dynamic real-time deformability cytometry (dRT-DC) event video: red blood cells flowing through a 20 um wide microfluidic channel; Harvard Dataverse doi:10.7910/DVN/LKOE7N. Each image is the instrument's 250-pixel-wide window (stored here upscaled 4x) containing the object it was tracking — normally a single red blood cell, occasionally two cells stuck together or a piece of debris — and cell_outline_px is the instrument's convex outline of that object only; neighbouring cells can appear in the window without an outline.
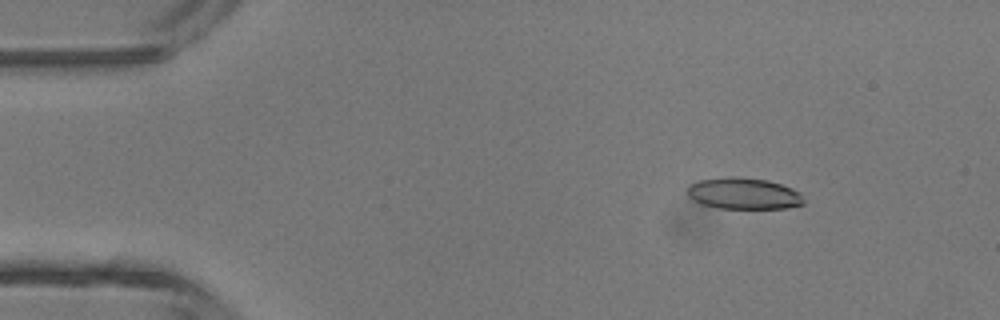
{"species": "common noctule bat (a hibernating species)", "species_latin": "Nyctalus noctula", "temperature_condition": "room temperature", "stored_images_in_passage": 46, "camera_frame_rate_fps": 3000, "um_per_image_px": 0.085, "animal": {"sex": "male", "body_mass_g": 13.3}, "frame": {"image": 1, "passage_image": 6, "time_ms": 1.667, "image_size_px": [1000, 320], "cell_outline_px": [[804, 204], [788, 208], [716, 208], [692, 200], [688, 196], [688, 188], [692, 184], [700, 180], [728, 176], [732, 176], [768, 180], [792, 188], [800, 192], [804, 200]], "centroid_in_image_um": [63.24, 16.45], "position_along_channel_um": 21.8, "area_um2": 21.27}}
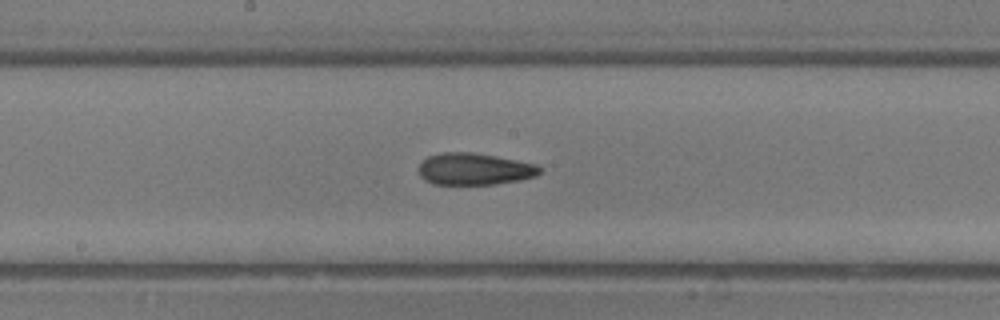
{"frame": {"image": 2, "passage_image": 24, "time_ms": 7.667, "image_size_px": [1000, 320], "cell_outline_px": [[540, 172], [536, 176], [520, 180], [496, 184], [432, 184], [424, 180], [420, 176], [416, 168], [428, 156], [444, 152], [472, 152], [496, 156], [536, 164], [540, 168]], "centroid_in_image_um": [40.29, 14.37], "position_along_channel_um": 207.9, "area_um2": 22.54}}
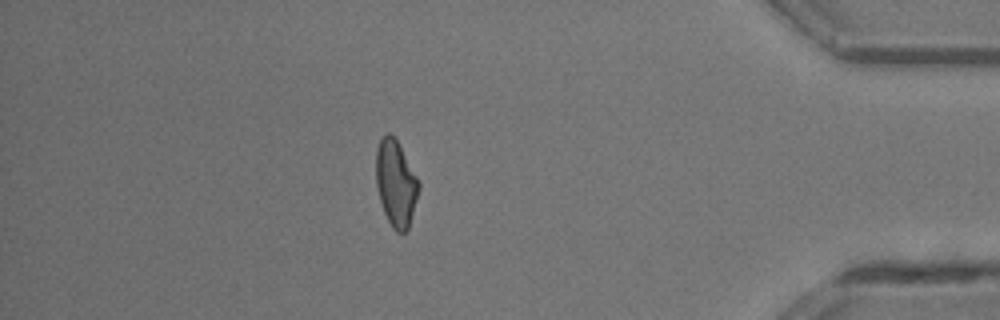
{"frame": {"image": 3, "passage_image": 40, "time_ms": 13.0, "image_size_px": [1000, 320], "cell_outline_px": [[420, 188], [408, 228], [404, 232], [396, 232], [392, 228], [384, 212], [380, 200], [376, 184], [376, 148], [380, 136], [388, 132], [396, 140], [416, 176], [420, 184]], "centroid_in_image_um": [33.62, 15.57], "position_along_channel_um": 401.6, "area_um2": 21.21}, "authors_computed_cell_mechanics": {"area_um2": 22.1374, "velocity_mm_per_s": 4.4613, "shape_relaxation_time_tau1_ms": null, "shape_relaxation_time_tau2_ms": 3.9459, "deformation_change_tau1": null, "deformation_change_tau2": 0.138}}